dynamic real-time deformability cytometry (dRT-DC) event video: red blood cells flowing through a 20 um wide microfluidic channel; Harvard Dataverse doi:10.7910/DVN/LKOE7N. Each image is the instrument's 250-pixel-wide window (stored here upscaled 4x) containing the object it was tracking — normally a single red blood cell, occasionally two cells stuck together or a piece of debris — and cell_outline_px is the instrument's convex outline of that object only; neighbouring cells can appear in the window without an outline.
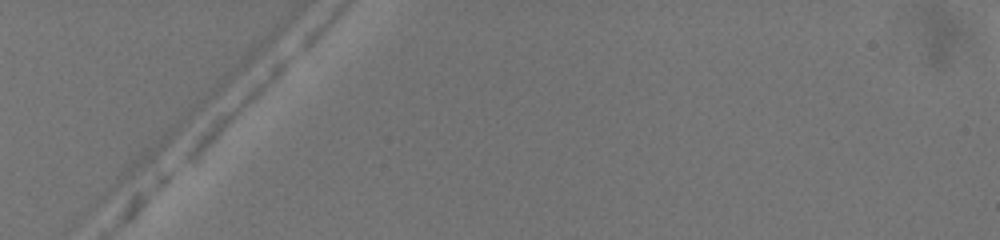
{"species": "common noctule bat (a hibernating species)", "species_latin": "Nyctalus noctula", "temperature_condition": "warm", "stored_images_in_passage": 3, "camera_frame_rate_fps": 3000, "um_per_image_px": 0.085, "animal": {"sex": "female", "body_mass_g": 19.5, "forearm_length_mm": 54.1}, "frame": {"image": 1, "passage_image": 1, "time_ms": 0.0, "image_size_px": [1000, 240], "cell_outline_px": [[292, 56], [288, 64], [208, 140], [184, 160], [180, 160], [184, 152], [196, 136], [220, 112], [276, 60], [284, 56]], "centroid_in_image_um": [20.1, 8.94], "position_along_channel_um": 64.9, "area_um2": 11.44}}